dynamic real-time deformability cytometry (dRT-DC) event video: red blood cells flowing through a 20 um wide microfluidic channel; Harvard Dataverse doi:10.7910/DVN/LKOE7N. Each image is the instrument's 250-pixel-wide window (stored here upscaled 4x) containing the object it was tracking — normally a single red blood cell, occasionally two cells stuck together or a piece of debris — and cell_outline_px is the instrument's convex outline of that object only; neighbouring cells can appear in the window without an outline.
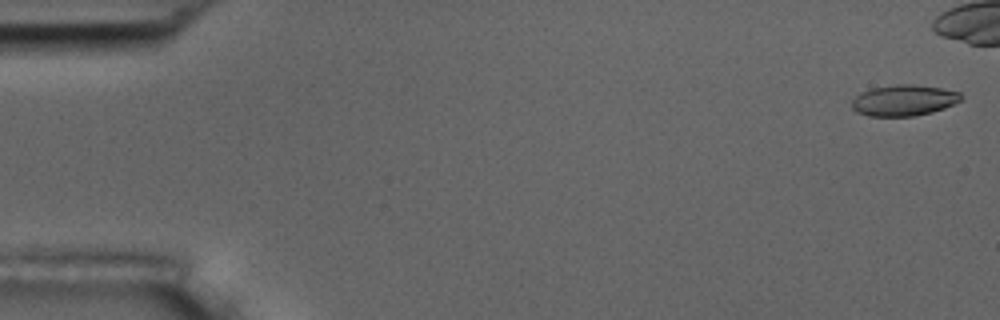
{"species": "common noctule bat (a hibernating species)", "species_latin": "Nyctalus noctula", "temperature_condition": "room temperature", "stored_images_in_passage": 8, "camera_frame_rate_fps": 3000, "um_per_image_px": 0.085, "animal": {"sex": "male", "body_mass_g": 17.5, "forearm_length_mm": 52.3}, "frame": {"image": 1, "passage_image": 1, "time_ms": 0.0, "image_size_px": [1000, 320], "cell_outline_px": [[964, 100], [944, 108], [932, 112], [916, 116], [868, 116], [856, 112], [852, 108], [852, 100], [860, 92], [872, 88], [896, 84], [912, 84], [940, 88], [960, 92], [964, 96]], "centroid_in_image_um": [76.85, 8.53], "position_along_channel_um": 8.2, "area_um2": 19.94}}